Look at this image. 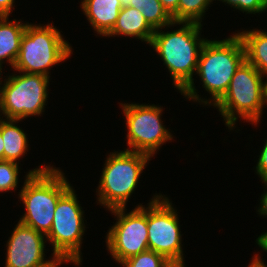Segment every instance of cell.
Instances as JSON below:
<instances>
[{
    "mask_svg": "<svg viewBox=\"0 0 267 267\" xmlns=\"http://www.w3.org/2000/svg\"><path fill=\"white\" fill-rule=\"evenodd\" d=\"M183 27L172 32L155 30L151 47L160 55L168 68L173 84L187 99L201 101L194 86L193 73L197 72L202 47L207 39L199 38L202 24L196 22H179Z\"/></svg>",
    "mask_w": 267,
    "mask_h": 267,
    "instance_id": "obj_1",
    "label": "cell"
},
{
    "mask_svg": "<svg viewBox=\"0 0 267 267\" xmlns=\"http://www.w3.org/2000/svg\"><path fill=\"white\" fill-rule=\"evenodd\" d=\"M42 166L26 175L19 193L26 212L19 222L47 236L53 223L56 204L71 185L58 168Z\"/></svg>",
    "mask_w": 267,
    "mask_h": 267,
    "instance_id": "obj_2",
    "label": "cell"
},
{
    "mask_svg": "<svg viewBox=\"0 0 267 267\" xmlns=\"http://www.w3.org/2000/svg\"><path fill=\"white\" fill-rule=\"evenodd\" d=\"M245 48L236 33L220 41L206 40L200 52L197 74L212 95L213 106L224 96L239 66L245 61Z\"/></svg>",
    "mask_w": 267,
    "mask_h": 267,
    "instance_id": "obj_3",
    "label": "cell"
},
{
    "mask_svg": "<svg viewBox=\"0 0 267 267\" xmlns=\"http://www.w3.org/2000/svg\"><path fill=\"white\" fill-rule=\"evenodd\" d=\"M264 76L246 60L233 75L224 96L214 105L220 111L229 129L235 127L238 116L257 124L265 104Z\"/></svg>",
    "mask_w": 267,
    "mask_h": 267,
    "instance_id": "obj_4",
    "label": "cell"
},
{
    "mask_svg": "<svg viewBox=\"0 0 267 267\" xmlns=\"http://www.w3.org/2000/svg\"><path fill=\"white\" fill-rule=\"evenodd\" d=\"M53 25L27 24L20 42V52L14 70L49 76V69L68 59L72 47Z\"/></svg>",
    "mask_w": 267,
    "mask_h": 267,
    "instance_id": "obj_5",
    "label": "cell"
},
{
    "mask_svg": "<svg viewBox=\"0 0 267 267\" xmlns=\"http://www.w3.org/2000/svg\"><path fill=\"white\" fill-rule=\"evenodd\" d=\"M150 158L148 154L129 150L110 153L99 181V203L109 210L125 208Z\"/></svg>",
    "mask_w": 267,
    "mask_h": 267,
    "instance_id": "obj_6",
    "label": "cell"
},
{
    "mask_svg": "<svg viewBox=\"0 0 267 267\" xmlns=\"http://www.w3.org/2000/svg\"><path fill=\"white\" fill-rule=\"evenodd\" d=\"M75 191L70 187L58 200L53 223L46 239L53 245V255L66 263L80 265L82 235L85 225L82 207Z\"/></svg>",
    "mask_w": 267,
    "mask_h": 267,
    "instance_id": "obj_7",
    "label": "cell"
},
{
    "mask_svg": "<svg viewBox=\"0 0 267 267\" xmlns=\"http://www.w3.org/2000/svg\"><path fill=\"white\" fill-rule=\"evenodd\" d=\"M12 75L1 87L0 111L6 119L22 120L44 112L49 77L41 74Z\"/></svg>",
    "mask_w": 267,
    "mask_h": 267,
    "instance_id": "obj_8",
    "label": "cell"
},
{
    "mask_svg": "<svg viewBox=\"0 0 267 267\" xmlns=\"http://www.w3.org/2000/svg\"><path fill=\"white\" fill-rule=\"evenodd\" d=\"M147 207L148 247L176 267H184L178 214L163 195H155Z\"/></svg>",
    "mask_w": 267,
    "mask_h": 267,
    "instance_id": "obj_9",
    "label": "cell"
},
{
    "mask_svg": "<svg viewBox=\"0 0 267 267\" xmlns=\"http://www.w3.org/2000/svg\"><path fill=\"white\" fill-rule=\"evenodd\" d=\"M121 106L128 128L127 144L130 149L126 150L142 152L152 157L162 144L173 139L162 124V108L159 106L133 103H121Z\"/></svg>",
    "mask_w": 267,
    "mask_h": 267,
    "instance_id": "obj_10",
    "label": "cell"
},
{
    "mask_svg": "<svg viewBox=\"0 0 267 267\" xmlns=\"http://www.w3.org/2000/svg\"><path fill=\"white\" fill-rule=\"evenodd\" d=\"M110 211L118 220L106 237V247L112 258L121 264L126 259L148 250L147 207L138 205L127 214L125 208Z\"/></svg>",
    "mask_w": 267,
    "mask_h": 267,
    "instance_id": "obj_11",
    "label": "cell"
},
{
    "mask_svg": "<svg viewBox=\"0 0 267 267\" xmlns=\"http://www.w3.org/2000/svg\"><path fill=\"white\" fill-rule=\"evenodd\" d=\"M45 240V235L18 221L7 241L5 267H37L65 263L62 258L54 255L52 260L45 261Z\"/></svg>",
    "mask_w": 267,
    "mask_h": 267,
    "instance_id": "obj_12",
    "label": "cell"
},
{
    "mask_svg": "<svg viewBox=\"0 0 267 267\" xmlns=\"http://www.w3.org/2000/svg\"><path fill=\"white\" fill-rule=\"evenodd\" d=\"M81 8L97 34L107 36L122 9L119 0H83Z\"/></svg>",
    "mask_w": 267,
    "mask_h": 267,
    "instance_id": "obj_13",
    "label": "cell"
},
{
    "mask_svg": "<svg viewBox=\"0 0 267 267\" xmlns=\"http://www.w3.org/2000/svg\"><path fill=\"white\" fill-rule=\"evenodd\" d=\"M154 32L155 30L148 24L140 10L126 7L120 10L117 22L107 36H134L150 45Z\"/></svg>",
    "mask_w": 267,
    "mask_h": 267,
    "instance_id": "obj_14",
    "label": "cell"
},
{
    "mask_svg": "<svg viewBox=\"0 0 267 267\" xmlns=\"http://www.w3.org/2000/svg\"><path fill=\"white\" fill-rule=\"evenodd\" d=\"M7 16H0V70L2 63L7 59L9 65L14 67L20 52V42L26 30V24L21 21H8Z\"/></svg>",
    "mask_w": 267,
    "mask_h": 267,
    "instance_id": "obj_15",
    "label": "cell"
},
{
    "mask_svg": "<svg viewBox=\"0 0 267 267\" xmlns=\"http://www.w3.org/2000/svg\"><path fill=\"white\" fill-rule=\"evenodd\" d=\"M245 48V59L262 75L267 74V32L250 30L237 33Z\"/></svg>",
    "mask_w": 267,
    "mask_h": 267,
    "instance_id": "obj_16",
    "label": "cell"
},
{
    "mask_svg": "<svg viewBox=\"0 0 267 267\" xmlns=\"http://www.w3.org/2000/svg\"><path fill=\"white\" fill-rule=\"evenodd\" d=\"M1 119V135L4 141V160L15 162L28 151L26 133L18 126L15 119Z\"/></svg>",
    "mask_w": 267,
    "mask_h": 267,
    "instance_id": "obj_17",
    "label": "cell"
},
{
    "mask_svg": "<svg viewBox=\"0 0 267 267\" xmlns=\"http://www.w3.org/2000/svg\"><path fill=\"white\" fill-rule=\"evenodd\" d=\"M130 7L140 10L154 30L179 24V22L173 21L172 16L163 7L160 0H132Z\"/></svg>",
    "mask_w": 267,
    "mask_h": 267,
    "instance_id": "obj_18",
    "label": "cell"
},
{
    "mask_svg": "<svg viewBox=\"0 0 267 267\" xmlns=\"http://www.w3.org/2000/svg\"><path fill=\"white\" fill-rule=\"evenodd\" d=\"M213 0H179L178 22H202L207 7ZM206 10V11H205Z\"/></svg>",
    "mask_w": 267,
    "mask_h": 267,
    "instance_id": "obj_19",
    "label": "cell"
},
{
    "mask_svg": "<svg viewBox=\"0 0 267 267\" xmlns=\"http://www.w3.org/2000/svg\"><path fill=\"white\" fill-rule=\"evenodd\" d=\"M121 264L123 267H176L163 255L149 249L126 259Z\"/></svg>",
    "mask_w": 267,
    "mask_h": 267,
    "instance_id": "obj_20",
    "label": "cell"
},
{
    "mask_svg": "<svg viewBox=\"0 0 267 267\" xmlns=\"http://www.w3.org/2000/svg\"><path fill=\"white\" fill-rule=\"evenodd\" d=\"M19 163L0 160V192L14 190L18 184Z\"/></svg>",
    "mask_w": 267,
    "mask_h": 267,
    "instance_id": "obj_21",
    "label": "cell"
},
{
    "mask_svg": "<svg viewBox=\"0 0 267 267\" xmlns=\"http://www.w3.org/2000/svg\"><path fill=\"white\" fill-rule=\"evenodd\" d=\"M238 10L249 14L262 13L267 10V0H221Z\"/></svg>",
    "mask_w": 267,
    "mask_h": 267,
    "instance_id": "obj_22",
    "label": "cell"
},
{
    "mask_svg": "<svg viewBox=\"0 0 267 267\" xmlns=\"http://www.w3.org/2000/svg\"><path fill=\"white\" fill-rule=\"evenodd\" d=\"M256 171L262 182H267V140L259 155Z\"/></svg>",
    "mask_w": 267,
    "mask_h": 267,
    "instance_id": "obj_23",
    "label": "cell"
},
{
    "mask_svg": "<svg viewBox=\"0 0 267 267\" xmlns=\"http://www.w3.org/2000/svg\"><path fill=\"white\" fill-rule=\"evenodd\" d=\"M163 7L172 16L174 22H178V3L179 0H160Z\"/></svg>",
    "mask_w": 267,
    "mask_h": 267,
    "instance_id": "obj_24",
    "label": "cell"
},
{
    "mask_svg": "<svg viewBox=\"0 0 267 267\" xmlns=\"http://www.w3.org/2000/svg\"><path fill=\"white\" fill-rule=\"evenodd\" d=\"M14 0H0V16H9Z\"/></svg>",
    "mask_w": 267,
    "mask_h": 267,
    "instance_id": "obj_25",
    "label": "cell"
},
{
    "mask_svg": "<svg viewBox=\"0 0 267 267\" xmlns=\"http://www.w3.org/2000/svg\"><path fill=\"white\" fill-rule=\"evenodd\" d=\"M265 186H267V182H264ZM267 188V187H266ZM261 207H259L258 212L259 214L263 216H267V191L262 194L261 199H260Z\"/></svg>",
    "mask_w": 267,
    "mask_h": 267,
    "instance_id": "obj_26",
    "label": "cell"
},
{
    "mask_svg": "<svg viewBox=\"0 0 267 267\" xmlns=\"http://www.w3.org/2000/svg\"><path fill=\"white\" fill-rule=\"evenodd\" d=\"M256 243L259 245V247L262 248V250L267 252V232L261 234L257 239Z\"/></svg>",
    "mask_w": 267,
    "mask_h": 267,
    "instance_id": "obj_27",
    "label": "cell"
},
{
    "mask_svg": "<svg viewBox=\"0 0 267 267\" xmlns=\"http://www.w3.org/2000/svg\"><path fill=\"white\" fill-rule=\"evenodd\" d=\"M253 257L254 258L252 259L248 267H267V265L264 264L263 261H261L262 259L258 256V254Z\"/></svg>",
    "mask_w": 267,
    "mask_h": 267,
    "instance_id": "obj_28",
    "label": "cell"
},
{
    "mask_svg": "<svg viewBox=\"0 0 267 267\" xmlns=\"http://www.w3.org/2000/svg\"><path fill=\"white\" fill-rule=\"evenodd\" d=\"M0 160H4V141L1 135V118H0Z\"/></svg>",
    "mask_w": 267,
    "mask_h": 267,
    "instance_id": "obj_29",
    "label": "cell"
},
{
    "mask_svg": "<svg viewBox=\"0 0 267 267\" xmlns=\"http://www.w3.org/2000/svg\"><path fill=\"white\" fill-rule=\"evenodd\" d=\"M267 74L263 75L266 76ZM263 85V97H264V102L267 105V80L262 82Z\"/></svg>",
    "mask_w": 267,
    "mask_h": 267,
    "instance_id": "obj_30",
    "label": "cell"
},
{
    "mask_svg": "<svg viewBox=\"0 0 267 267\" xmlns=\"http://www.w3.org/2000/svg\"><path fill=\"white\" fill-rule=\"evenodd\" d=\"M119 2L122 8H126L130 7V3L132 2V0H119Z\"/></svg>",
    "mask_w": 267,
    "mask_h": 267,
    "instance_id": "obj_31",
    "label": "cell"
},
{
    "mask_svg": "<svg viewBox=\"0 0 267 267\" xmlns=\"http://www.w3.org/2000/svg\"><path fill=\"white\" fill-rule=\"evenodd\" d=\"M37 267H59V265H39Z\"/></svg>",
    "mask_w": 267,
    "mask_h": 267,
    "instance_id": "obj_32",
    "label": "cell"
},
{
    "mask_svg": "<svg viewBox=\"0 0 267 267\" xmlns=\"http://www.w3.org/2000/svg\"><path fill=\"white\" fill-rule=\"evenodd\" d=\"M1 73H2V71L0 70V75H1ZM1 77V76H0ZM1 79V78H0ZM0 82H1V80H0ZM0 85H1V83H0ZM0 100H1V86H0Z\"/></svg>",
    "mask_w": 267,
    "mask_h": 267,
    "instance_id": "obj_33",
    "label": "cell"
}]
</instances>
